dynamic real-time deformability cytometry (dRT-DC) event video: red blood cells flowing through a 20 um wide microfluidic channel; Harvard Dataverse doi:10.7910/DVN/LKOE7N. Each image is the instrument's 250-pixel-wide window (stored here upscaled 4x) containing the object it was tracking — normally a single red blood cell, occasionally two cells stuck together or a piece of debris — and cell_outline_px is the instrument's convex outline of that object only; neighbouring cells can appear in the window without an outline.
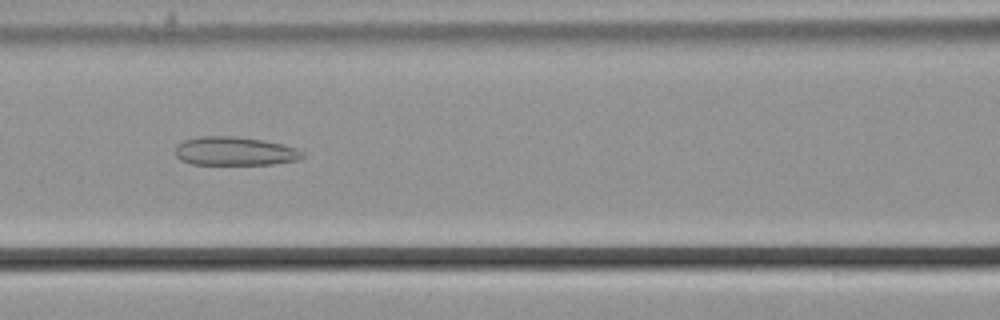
{"species": "common noctule bat (a hibernating species)", "species_latin": "Nyctalus noctula", "temperature_condition": "cold", "stored_images_in_passage": 56, "camera_frame_rate_fps": 3000, "um_per_image_px": 0.085, "animal": {"sex": "male", "body_mass_g": 21.5, "forearm_length_mm": 52.0}, "frame": {"image": 1, "passage_image": 25, "time_ms": 8.0, "image_size_px": [1000, 320], "cell_outline_px": [[304, 156], [296, 160], [272, 164], [192, 164], [180, 160], [176, 156], [176, 148], [184, 140], [200, 136], [236, 136], [264, 140], [296, 148], [304, 152]], "centroid_in_image_um": [19.95, 12.85], "position_along_channel_um": 146.6, "area_um2": 21.1}}
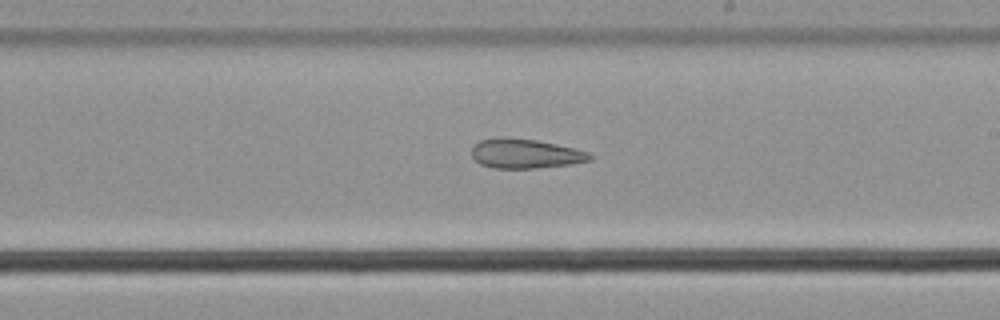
{"frame": {"image": 2, "passage_image": 33, "time_ms": 10.667, "image_size_px": [1000, 320], "cell_outline_px": [[592, 160], [572, 164], [536, 168], [492, 168], [480, 164], [472, 156], [472, 148], [480, 140], [496, 136], [504, 136], [536, 140], [556, 144], [588, 152], [592, 156]], "centroid_in_image_um": [44.62, 13.05], "position_along_channel_um": 244.4, "area_um2": 20.4}}
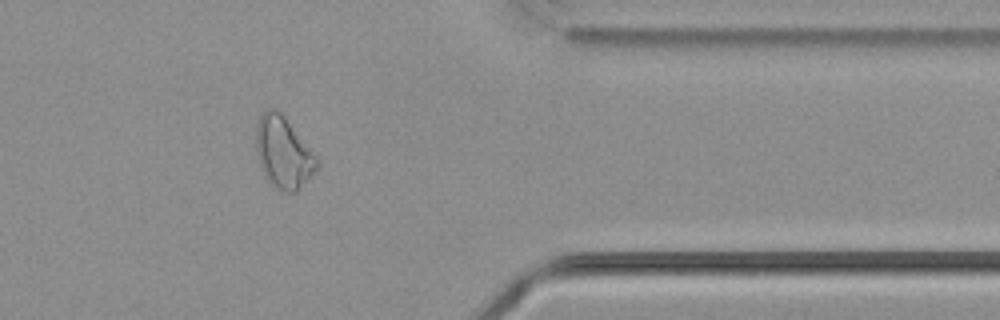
{"frame": {"image": 3, "passage_image": 46, "time_ms": 15.0, "image_size_px": [1000, 320], "cell_outline_px": [[320, 164], [296, 192], [284, 192], [276, 188], [264, 176], [260, 168], [256, 152], [256, 124], [260, 116], [268, 108], [276, 108], [284, 116], [320, 160]], "centroid_in_image_um": [24.07, 12.96], "position_along_channel_um": 387.3, "area_um2": 25.32}, "authors_computed_cell_mechanics": {"area_um2": 25.8077, "velocity_mm_per_s": 3.6752, "shape_relaxation_time_tau1_ms": null, "shape_relaxation_time_tau2_ms": 5.3569, "deformation_change_tau1": null, "deformation_change_tau2": 0.1538}}